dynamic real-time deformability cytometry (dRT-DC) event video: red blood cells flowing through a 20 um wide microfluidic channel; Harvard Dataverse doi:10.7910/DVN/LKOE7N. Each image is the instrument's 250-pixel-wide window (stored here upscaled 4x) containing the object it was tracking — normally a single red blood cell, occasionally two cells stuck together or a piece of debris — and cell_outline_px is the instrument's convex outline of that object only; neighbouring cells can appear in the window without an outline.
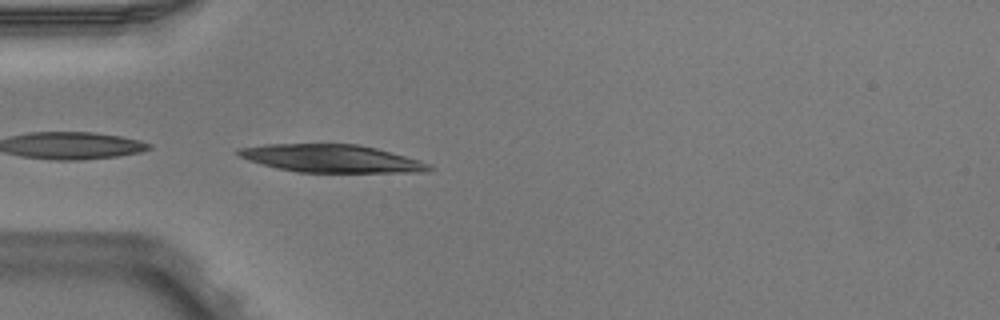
{"species": "Egyptian fruit bat (a non-hibernating species)", "species_latin": "Rousettus aegyptiacus", "temperature_condition": "warm", "stored_images_in_passage": 3, "camera_frame_rate_fps": 3000, "um_per_image_px": 0.085, "animal": {"sex": "male"}, "frame": {"image": 1, "passage_image": 3, "time_ms": 0.667, "image_size_px": [1000, 320], "cell_outline_px": [[432, 168], [428, 172], [296, 172], [276, 168], [248, 160], [240, 156], [236, 152], [236, 148], [264, 144], [356, 144], [376, 148], [420, 160], [432, 164]], "centroid_in_image_um": [28.16, 13.47], "position_along_channel_um": 56.8, "area_um2": 30.92}}